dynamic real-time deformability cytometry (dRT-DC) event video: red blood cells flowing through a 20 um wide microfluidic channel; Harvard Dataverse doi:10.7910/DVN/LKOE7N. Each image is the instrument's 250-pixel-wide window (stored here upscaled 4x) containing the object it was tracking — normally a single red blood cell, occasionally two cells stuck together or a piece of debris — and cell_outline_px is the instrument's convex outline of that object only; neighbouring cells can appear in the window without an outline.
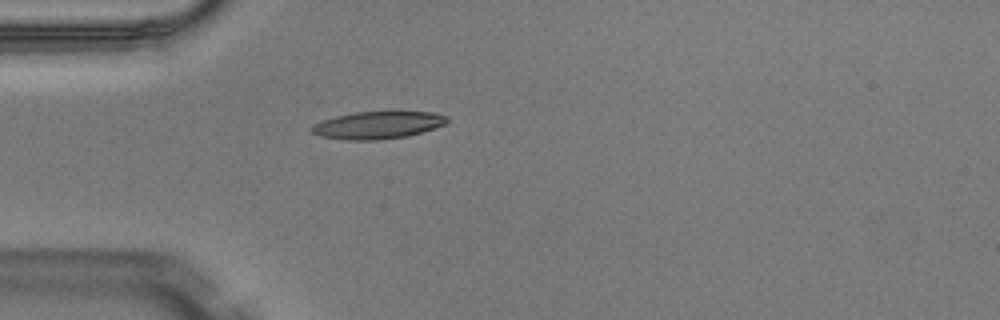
{"species": "Egyptian fruit bat (a non-hibernating species)", "species_latin": "Rousettus aegyptiacus", "temperature_condition": "warm", "stored_images_in_passage": 2, "camera_frame_rate_fps": 3000, "um_per_image_px": 0.085, "animal": {"sex": "male"}, "frame": {"image": 1, "passage_image": 2, "time_ms": 0.333, "image_size_px": [1000, 320], "cell_outline_px": [[448, 120], [444, 124], [408, 136], [376, 140], [348, 140], [320, 136], [312, 132], [308, 128], [312, 124], [336, 116], [356, 112], [432, 112], [448, 116]], "centroid_in_image_um": [32.06, 10.63], "position_along_channel_um": 52.9, "area_um2": 21.39}}